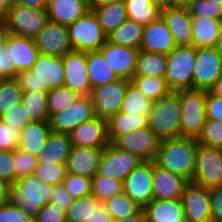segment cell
I'll return each instance as SVG.
<instances>
[{"label":"cell","mask_w":222,"mask_h":222,"mask_svg":"<svg viewBox=\"0 0 222 222\" xmlns=\"http://www.w3.org/2000/svg\"><path fill=\"white\" fill-rule=\"evenodd\" d=\"M130 82L152 102L158 101L172 92L165 78L134 75Z\"/></svg>","instance_id":"obj_37"},{"label":"cell","mask_w":222,"mask_h":222,"mask_svg":"<svg viewBox=\"0 0 222 222\" xmlns=\"http://www.w3.org/2000/svg\"><path fill=\"white\" fill-rule=\"evenodd\" d=\"M208 1H211L213 4H216L222 7V0H208Z\"/></svg>","instance_id":"obj_70"},{"label":"cell","mask_w":222,"mask_h":222,"mask_svg":"<svg viewBox=\"0 0 222 222\" xmlns=\"http://www.w3.org/2000/svg\"><path fill=\"white\" fill-rule=\"evenodd\" d=\"M86 66L92 89L120 79L100 51L86 52Z\"/></svg>","instance_id":"obj_31"},{"label":"cell","mask_w":222,"mask_h":222,"mask_svg":"<svg viewBox=\"0 0 222 222\" xmlns=\"http://www.w3.org/2000/svg\"><path fill=\"white\" fill-rule=\"evenodd\" d=\"M34 220L36 222H66V211L49 202L41 208Z\"/></svg>","instance_id":"obj_53"},{"label":"cell","mask_w":222,"mask_h":222,"mask_svg":"<svg viewBox=\"0 0 222 222\" xmlns=\"http://www.w3.org/2000/svg\"><path fill=\"white\" fill-rule=\"evenodd\" d=\"M20 130L6 125L0 119V151H12L18 148Z\"/></svg>","instance_id":"obj_51"},{"label":"cell","mask_w":222,"mask_h":222,"mask_svg":"<svg viewBox=\"0 0 222 222\" xmlns=\"http://www.w3.org/2000/svg\"><path fill=\"white\" fill-rule=\"evenodd\" d=\"M0 222H32V219L11 202L0 204Z\"/></svg>","instance_id":"obj_52"},{"label":"cell","mask_w":222,"mask_h":222,"mask_svg":"<svg viewBox=\"0 0 222 222\" xmlns=\"http://www.w3.org/2000/svg\"><path fill=\"white\" fill-rule=\"evenodd\" d=\"M0 119L8 126H13L21 129L28 123L33 122L22 102L15 104L11 109H8L4 114L0 116Z\"/></svg>","instance_id":"obj_50"},{"label":"cell","mask_w":222,"mask_h":222,"mask_svg":"<svg viewBox=\"0 0 222 222\" xmlns=\"http://www.w3.org/2000/svg\"><path fill=\"white\" fill-rule=\"evenodd\" d=\"M143 28L144 25L127 19L107 36V40L116 45L140 50Z\"/></svg>","instance_id":"obj_34"},{"label":"cell","mask_w":222,"mask_h":222,"mask_svg":"<svg viewBox=\"0 0 222 222\" xmlns=\"http://www.w3.org/2000/svg\"><path fill=\"white\" fill-rule=\"evenodd\" d=\"M72 144L68 133L51 131L45 142L43 151L37 156L39 162L66 164Z\"/></svg>","instance_id":"obj_30"},{"label":"cell","mask_w":222,"mask_h":222,"mask_svg":"<svg viewBox=\"0 0 222 222\" xmlns=\"http://www.w3.org/2000/svg\"><path fill=\"white\" fill-rule=\"evenodd\" d=\"M82 95L72 89L63 86L47 91V103L49 117L70 107Z\"/></svg>","instance_id":"obj_41"},{"label":"cell","mask_w":222,"mask_h":222,"mask_svg":"<svg viewBox=\"0 0 222 222\" xmlns=\"http://www.w3.org/2000/svg\"><path fill=\"white\" fill-rule=\"evenodd\" d=\"M160 17L170 29L176 46L192 45V17L186 8H162Z\"/></svg>","instance_id":"obj_22"},{"label":"cell","mask_w":222,"mask_h":222,"mask_svg":"<svg viewBox=\"0 0 222 222\" xmlns=\"http://www.w3.org/2000/svg\"><path fill=\"white\" fill-rule=\"evenodd\" d=\"M188 183L182 176L160 168L153 161V199H181Z\"/></svg>","instance_id":"obj_25"},{"label":"cell","mask_w":222,"mask_h":222,"mask_svg":"<svg viewBox=\"0 0 222 222\" xmlns=\"http://www.w3.org/2000/svg\"><path fill=\"white\" fill-rule=\"evenodd\" d=\"M74 51H99L107 41L97 16L89 10L84 16L67 26Z\"/></svg>","instance_id":"obj_7"},{"label":"cell","mask_w":222,"mask_h":222,"mask_svg":"<svg viewBox=\"0 0 222 222\" xmlns=\"http://www.w3.org/2000/svg\"><path fill=\"white\" fill-rule=\"evenodd\" d=\"M215 48L222 57V31L220 33L218 40H217V44H216Z\"/></svg>","instance_id":"obj_69"},{"label":"cell","mask_w":222,"mask_h":222,"mask_svg":"<svg viewBox=\"0 0 222 222\" xmlns=\"http://www.w3.org/2000/svg\"><path fill=\"white\" fill-rule=\"evenodd\" d=\"M181 105L180 137L196 138L201 135L206 122L207 91H179Z\"/></svg>","instance_id":"obj_5"},{"label":"cell","mask_w":222,"mask_h":222,"mask_svg":"<svg viewBox=\"0 0 222 222\" xmlns=\"http://www.w3.org/2000/svg\"><path fill=\"white\" fill-rule=\"evenodd\" d=\"M0 179L10 184L15 181L14 150L0 151Z\"/></svg>","instance_id":"obj_54"},{"label":"cell","mask_w":222,"mask_h":222,"mask_svg":"<svg viewBox=\"0 0 222 222\" xmlns=\"http://www.w3.org/2000/svg\"><path fill=\"white\" fill-rule=\"evenodd\" d=\"M193 0H172V7L186 8Z\"/></svg>","instance_id":"obj_68"},{"label":"cell","mask_w":222,"mask_h":222,"mask_svg":"<svg viewBox=\"0 0 222 222\" xmlns=\"http://www.w3.org/2000/svg\"><path fill=\"white\" fill-rule=\"evenodd\" d=\"M38 162L37 156L31 155L28 152L16 148L14 150L15 181L34 173Z\"/></svg>","instance_id":"obj_48"},{"label":"cell","mask_w":222,"mask_h":222,"mask_svg":"<svg viewBox=\"0 0 222 222\" xmlns=\"http://www.w3.org/2000/svg\"><path fill=\"white\" fill-rule=\"evenodd\" d=\"M69 136L74 147L104 148L110 143L107 120L97 116L81 123L69 133Z\"/></svg>","instance_id":"obj_19"},{"label":"cell","mask_w":222,"mask_h":222,"mask_svg":"<svg viewBox=\"0 0 222 222\" xmlns=\"http://www.w3.org/2000/svg\"><path fill=\"white\" fill-rule=\"evenodd\" d=\"M144 219V208H140L135 214L129 215L124 219H112L111 222H143Z\"/></svg>","instance_id":"obj_60"},{"label":"cell","mask_w":222,"mask_h":222,"mask_svg":"<svg viewBox=\"0 0 222 222\" xmlns=\"http://www.w3.org/2000/svg\"><path fill=\"white\" fill-rule=\"evenodd\" d=\"M153 102L131 82L128 83L120 112L127 114L149 115Z\"/></svg>","instance_id":"obj_38"},{"label":"cell","mask_w":222,"mask_h":222,"mask_svg":"<svg viewBox=\"0 0 222 222\" xmlns=\"http://www.w3.org/2000/svg\"><path fill=\"white\" fill-rule=\"evenodd\" d=\"M118 1H123V0H90L88 4H89V8H96V7L109 5L111 3H115Z\"/></svg>","instance_id":"obj_66"},{"label":"cell","mask_w":222,"mask_h":222,"mask_svg":"<svg viewBox=\"0 0 222 222\" xmlns=\"http://www.w3.org/2000/svg\"><path fill=\"white\" fill-rule=\"evenodd\" d=\"M153 4H156L160 9L172 6V0H150Z\"/></svg>","instance_id":"obj_67"},{"label":"cell","mask_w":222,"mask_h":222,"mask_svg":"<svg viewBox=\"0 0 222 222\" xmlns=\"http://www.w3.org/2000/svg\"><path fill=\"white\" fill-rule=\"evenodd\" d=\"M21 102L32 121H49L47 92H23Z\"/></svg>","instance_id":"obj_39"},{"label":"cell","mask_w":222,"mask_h":222,"mask_svg":"<svg viewBox=\"0 0 222 222\" xmlns=\"http://www.w3.org/2000/svg\"><path fill=\"white\" fill-rule=\"evenodd\" d=\"M102 204L112 219H124L129 215L135 214L141 208L124 192L105 200Z\"/></svg>","instance_id":"obj_43"},{"label":"cell","mask_w":222,"mask_h":222,"mask_svg":"<svg viewBox=\"0 0 222 222\" xmlns=\"http://www.w3.org/2000/svg\"><path fill=\"white\" fill-rule=\"evenodd\" d=\"M34 41L41 54L63 57L73 51L67 26L51 21L44 26Z\"/></svg>","instance_id":"obj_17"},{"label":"cell","mask_w":222,"mask_h":222,"mask_svg":"<svg viewBox=\"0 0 222 222\" xmlns=\"http://www.w3.org/2000/svg\"><path fill=\"white\" fill-rule=\"evenodd\" d=\"M191 17L211 18L222 21V7L208 0H193L187 7Z\"/></svg>","instance_id":"obj_49"},{"label":"cell","mask_w":222,"mask_h":222,"mask_svg":"<svg viewBox=\"0 0 222 222\" xmlns=\"http://www.w3.org/2000/svg\"><path fill=\"white\" fill-rule=\"evenodd\" d=\"M192 182L208 189L222 184V149L198 143Z\"/></svg>","instance_id":"obj_9"},{"label":"cell","mask_w":222,"mask_h":222,"mask_svg":"<svg viewBox=\"0 0 222 222\" xmlns=\"http://www.w3.org/2000/svg\"><path fill=\"white\" fill-rule=\"evenodd\" d=\"M198 139L178 137L160 141L154 163L162 169L193 181Z\"/></svg>","instance_id":"obj_1"},{"label":"cell","mask_w":222,"mask_h":222,"mask_svg":"<svg viewBox=\"0 0 222 222\" xmlns=\"http://www.w3.org/2000/svg\"><path fill=\"white\" fill-rule=\"evenodd\" d=\"M16 3H18L21 6L40 9V8H46L48 0H17Z\"/></svg>","instance_id":"obj_61"},{"label":"cell","mask_w":222,"mask_h":222,"mask_svg":"<svg viewBox=\"0 0 222 222\" xmlns=\"http://www.w3.org/2000/svg\"><path fill=\"white\" fill-rule=\"evenodd\" d=\"M222 75V57L215 47L196 48L192 89L209 91Z\"/></svg>","instance_id":"obj_10"},{"label":"cell","mask_w":222,"mask_h":222,"mask_svg":"<svg viewBox=\"0 0 222 222\" xmlns=\"http://www.w3.org/2000/svg\"><path fill=\"white\" fill-rule=\"evenodd\" d=\"M101 204L92 194L74 199L66 210V222H87Z\"/></svg>","instance_id":"obj_40"},{"label":"cell","mask_w":222,"mask_h":222,"mask_svg":"<svg viewBox=\"0 0 222 222\" xmlns=\"http://www.w3.org/2000/svg\"><path fill=\"white\" fill-rule=\"evenodd\" d=\"M52 189L53 185L32 173L10 184L9 202L34 220L41 208L49 203Z\"/></svg>","instance_id":"obj_3"},{"label":"cell","mask_w":222,"mask_h":222,"mask_svg":"<svg viewBox=\"0 0 222 222\" xmlns=\"http://www.w3.org/2000/svg\"><path fill=\"white\" fill-rule=\"evenodd\" d=\"M66 174L65 164H54L50 162H38L34 170V175L37 178L53 186L62 184Z\"/></svg>","instance_id":"obj_45"},{"label":"cell","mask_w":222,"mask_h":222,"mask_svg":"<svg viewBox=\"0 0 222 222\" xmlns=\"http://www.w3.org/2000/svg\"><path fill=\"white\" fill-rule=\"evenodd\" d=\"M210 222H222V184L209 188Z\"/></svg>","instance_id":"obj_55"},{"label":"cell","mask_w":222,"mask_h":222,"mask_svg":"<svg viewBox=\"0 0 222 222\" xmlns=\"http://www.w3.org/2000/svg\"><path fill=\"white\" fill-rule=\"evenodd\" d=\"M221 31V20L192 17V45L196 48L215 47Z\"/></svg>","instance_id":"obj_29"},{"label":"cell","mask_w":222,"mask_h":222,"mask_svg":"<svg viewBox=\"0 0 222 222\" xmlns=\"http://www.w3.org/2000/svg\"><path fill=\"white\" fill-rule=\"evenodd\" d=\"M91 186V194L101 203L123 192V182L98 173L91 178Z\"/></svg>","instance_id":"obj_42"},{"label":"cell","mask_w":222,"mask_h":222,"mask_svg":"<svg viewBox=\"0 0 222 222\" xmlns=\"http://www.w3.org/2000/svg\"><path fill=\"white\" fill-rule=\"evenodd\" d=\"M180 222H190V221L187 220L186 218H183Z\"/></svg>","instance_id":"obj_71"},{"label":"cell","mask_w":222,"mask_h":222,"mask_svg":"<svg viewBox=\"0 0 222 222\" xmlns=\"http://www.w3.org/2000/svg\"><path fill=\"white\" fill-rule=\"evenodd\" d=\"M129 82L128 79L120 78L91 89L89 96L97 117L108 120L120 111Z\"/></svg>","instance_id":"obj_11"},{"label":"cell","mask_w":222,"mask_h":222,"mask_svg":"<svg viewBox=\"0 0 222 222\" xmlns=\"http://www.w3.org/2000/svg\"><path fill=\"white\" fill-rule=\"evenodd\" d=\"M149 115L117 112L107 120L108 138L113 143L119 136L132 130L148 127Z\"/></svg>","instance_id":"obj_32"},{"label":"cell","mask_w":222,"mask_h":222,"mask_svg":"<svg viewBox=\"0 0 222 222\" xmlns=\"http://www.w3.org/2000/svg\"><path fill=\"white\" fill-rule=\"evenodd\" d=\"M14 79L23 92H47L64 86L62 57L39 53L30 70L19 72Z\"/></svg>","instance_id":"obj_2"},{"label":"cell","mask_w":222,"mask_h":222,"mask_svg":"<svg viewBox=\"0 0 222 222\" xmlns=\"http://www.w3.org/2000/svg\"><path fill=\"white\" fill-rule=\"evenodd\" d=\"M153 160L141 162L123 181V192L144 208L153 199Z\"/></svg>","instance_id":"obj_13"},{"label":"cell","mask_w":222,"mask_h":222,"mask_svg":"<svg viewBox=\"0 0 222 222\" xmlns=\"http://www.w3.org/2000/svg\"><path fill=\"white\" fill-rule=\"evenodd\" d=\"M127 17L141 25H147L160 17L161 9L150 0H123Z\"/></svg>","instance_id":"obj_36"},{"label":"cell","mask_w":222,"mask_h":222,"mask_svg":"<svg viewBox=\"0 0 222 222\" xmlns=\"http://www.w3.org/2000/svg\"><path fill=\"white\" fill-rule=\"evenodd\" d=\"M181 105L179 91L171 92L153 102L148 116V127L160 141L180 137Z\"/></svg>","instance_id":"obj_4"},{"label":"cell","mask_w":222,"mask_h":222,"mask_svg":"<svg viewBox=\"0 0 222 222\" xmlns=\"http://www.w3.org/2000/svg\"><path fill=\"white\" fill-rule=\"evenodd\" d=\"M15 77V66L9 57V50L3 45L0 47V79Z\"/></svg>","instance_id":"obj_57"},{"label":"cell","mask_w":222,"mask_h":222,"mask_svg":"<svg viewBox=\"0 0 222 222\" xmlns=\"http://www.w3.org/2000/svg\"><path fill=\"white\" fill-rule=\"evenodd\" d=\"M49 22L46 8H29L12 2L5 19L9 33L34 39Z\"/></svg>","instance_id":"obj_8"},{"label":"cell","mask_w":222,"mask_h":222,"mask_svg":"<svg viewBox=\"0 0 222 222\" xmlns=\"http://www.w3.org/2000/svg\"><path fill=\"white\" fill-rule=\"evenodd\" d=\"M112 217L106 208L101 204L87 222H111Z\"/></svg>","instance_id":"obj_59"},{"label":"cell","mask_w":222,"mask_h":222,"mask_svg":"<svg viewBox=\"0 0 222 222\" xmlns=\"http://www.w3.org/2000/svg\"><path fill=\"white\" fill-rule=\"evenodd\" d=\"M8 34L9 31L5 21L0 20V47H2L5 44Z\"/></svg>","instance_id":"obj_65"},{"label":"cell","mask_w":222,"mask_h":222,"mask_svg":"<svg viewBox=\"0 0 222 222\" xmlns=\"http://www.w3.org/2000/svg\"><path fill=\"white\" fill-rule=\"evenodd\" d=\"M113 144L119 149L137 155L143 161H149L154 160L160 140L149 127H146L119 136Z\"/></svg>","instance_id":"obj_15"},{"label":"cell","mask_w":222,"mask_h":222,"mask_svg":"<svg viewBox=\"0 0 222 222\" xmlns=\"http://www.w3.org/2000/svg\"><path fill=\"white\" fill-rule=\"evenodd\" d=\"M208 92L214 96L222 98V75L215 81Z\"/></svg>","instance_id":"obj_63"},{"label":"cell","mask_w":222,"mask_h":222,"mask_svg":"<svg viewBox=\"0 0 222 222\" xmlns=\"http://www.w3.org/2000/svg\"><path fill=\"white\" fill-rule=\"evenodd\" d=\"M50 132L49 121L28 123L20 131L18 148L31 155L38 156L43 151Z\"/></svg>","instance_id":"obj_28"},{"label":"cell","mask_w":222,"mask_h":222,"mask_svg":"<svg viewBox=\"0 0 222 222\" xmlns=\"http://www.w3.org/2000/svg\"><path fill=\"white\" fill-rule=\"evenodd\" d=\"M181 201L184 218L190 222H210L209 189L189 182L183 191Z\"/></svg>","instance_id":"obj_18"},{"label":"cell","mask_w":222,"mask_h":222,"mask_svg":"<svg viewBox=\"0 0 222 222\" xmlns=\"http://www.w3.org/2000/svg\"><path fill=\"white\" fill-rule=\"evenodd\" d=\"M167 55L139 50L134 75L164 78Z\"/></svg>","instance_id":"obj_35"},{"label":"cell","mask_w":222,"mask_h":222,"mask_svg":"<svg viewBox=\"0 0 222 222\" xmlns=\"http://www.w3.org/2000/svg\"><path fill=\"white\" fill-rule=\"evenodd\" d=\"M141 162L143 160L137 155L119 149L113 143H109L103 148L98 174L123 182Z\"/></svg>","instance_id":"obj_12"},{"label":"cell","mask_w":222,"mask_h":222,"mask_svg":"<svg viewBox=\"0 0 222 222\" xmlns=\"http://www.w3.org/2000/svg\"><path fill=\"white\" fill-rule=\"evenodd\" d=\"M10 183L0 179V204L9 202Z\"/></svg>","instance_id":"obj_62"},{"label":"cell","mask_w":222,"mask_h":222,"mask_svg":"<svg viewBox=\"0 0 222 222\" xmlns=\"http://www.w3.org/2000/svg\"><path fill=\"white\" fill-rule=\"evenodd\" d=\"M103 148L74 147L67 157L66 172L92 178L98 173Z\"/></svg>","instance_id":"obj_24"},{"label":"cell","mask_w":222,"mask_h":222,"mask_svg":"<svg viewBox=\"0 0 222 222\" xmlns=\"http://www.w3.org/2000/svg\"><path fill=\"white\" fill-rule=\"evenodd\" d=\"M90 10L86 0H48L49 21L68 26Z\"/></svg>","instance_id":"obj_26"},{"label":"cell","mask_w":222,"mask_h":222,"mask_svg":"<svg viewBox=\"0 0 222 222\" xmlns=\"http://www.w3.org/2000/svg\"><path fill=\"white\" fill-rule=\"evenodd\" d=\"M23 91L14 78L0 79V116L22 101Z\"/></svg>","instance_id":"obj_44"},{"label":"cell","mask_w":222,"mask_h":222,"mask_svg":"<svg viewBox=\"0 0 222 222\" xmlns=\"http://www.w3.org/2000/svg\"><path fill=\"white\" fill-rule=\"evenodd\" d=\"M144 211L148 222H180L184 218L181 199H152Z\"/></svg>","instance_id":"obj_27"},{"label":"cell","mask_w":222,"mask_h":222,"mask_svg":"<svg viewBox=\"0 0 222 222\" xmlns=\"http://www.w3.org/2000/svg\"><path fill=\"white\" fill-rule=\"evenodd\" d=\"M64 67V86L82 96L91 92V82L87 73L86 52L71 51L62 57Z\"/></svg>","instance_id":"obj_16"},{"label":"cell","mask_w":222,"mask_h":222,"mask_svg":"<svg viewBox=\"0 0 222 222\" xmlns=\"http://www.w3.org/2000/svg\"><path fill=\"white\" fill-rule=\"evenodd\" d=\"M62 185L75 199L91 195L92 192L91 178L81 175L67 173Z\"/></svg>","instance_id":"obj_47"},{"label":"cell","mask_w":222,"mask_h":222,"mask_svg":"<svg viewBox=\"0 0 222 222\" xmlns=\"http://www.w3.org/2000/svg\"><path fill=\"white\" fill-rule=\"evenodd\" d=\"M99 51L120 78L130 80L134 76L138 49L116 45L107 40Z\"/></svg>","instance_id":"obj_20"},{"label":"cell","mask_w":222,"mask_h":222,"mask_svg":"<svg viewBox=\"0 0 222 222\" xmlns=\"http://www.w3.org/2000/svg\"><path fill=\"white\" fill-rule=\"evenodd\" d=\"M75 198H73L64 188L62 184L54 185L51 195H50V203L57 205L59 208L63 210H67V208L72 204Z\"/></svg>","instance_id":"obj_56"},{"label":"cell","mask_w":222,"mask_h":222,"mask_svg":"<svg viewBox=\"0 0 222 222\" xmlns=\"http://www.w3.org/2000/svg\"><path fill=\"white\" fill-rule=\"evenodd\" d=\"M95 116L90 96H81L67 109L53 114L49 118V124L51 131L69 134L81 123L87 122Z\"/></svg>","instance_id":"obj_14"},{"label":"cell","mask_w":222,"mask_h":222,"mask_svg":"<svg viewBox=\"0 0 222 222\" xmlns=\"http://www.w3.org/2000/svg\"><path fill=\"white\" fill-rule=\"evenodd\" d=\"M97 16L102 31L106 36L111 34L125 20L128 19L124 1H118L109 5L90 8Z\"/></svg>","instance_id":"obj_33"},{"label":"cell","mask_w":222,"mask_h":222,"mask_svg":"<svg viewBox=\"0 0 222 222\" xmlns=\"http://www.w3.org/2000/svg\"><path fill=\"white\" fill-rule=\"evenodd\" d=\"M198 143L207 147L222 149V121L206 119Z\"/></svg>","instance_id":"obj_46"},{"label":"cell","mask_w":222,"mask_h":222,"mask_svg":"<svg viewBox=\"0 0 222 222\" xmlns=\"http://www.w3.org/2000/svg\"><path fill=\"white\" fill-rule=\"evenodd\" d=\"M11 4L10 0H0V20L5 21Z\"/></svg>","instance_id":"obj_64"},{"label":"cell","mask_w":222,"mask_h":222,"mask_svg":"<svg viewBox=\"0 0 222 222\" xmlns=\"http://www.w3.org/2000/svg\"><path fill=\"white\" fill-rule=\"evenodd\" d=\"M206 118L222 121V98L214 96L207 91Z\"/></svg>","instance_id":"obj_58"},{"label":"cell","mask_w":222,"mask_h":222,"mask_svg":"<svg viewBox=\"0 0 222 222\" xmlns=\"http://www.w3.org/2000/svg\"><path fill=\"white\" fill-rule=\"evenodd\" d=\"M196 62V47L176 46L167 54L165 80L172 92L192 89V74Z\"/></svg>","instance_id":"obj_6"},{"label":"cell","mask_w":222,"mask_h":222,"mask_svg":"<svg viewBox=\"0 0 222 222\" xmlns=\"http://www.w3.org/2000/svg\"><path fill=\"white\" fill-rule=\"evenodd\" d=\"M4 46L9 50V57L15 66V75L30 70L39 54L34 39L11 33L8 34Z\"/></svg>","instance_id":"obj_23"},{"label":"cell","mask_w":222,"mask_h":222,"mask_svg":"<svg viewBox=\"0 0 222 222\" xmlns=\"http://www.w3.org/2000/svg\"><path fill=\"white\" fill-rule=\"evenodd\" d=\"M175 47L173 35L161 17L144 25L140 50L167 55Z\"/></svg>","instance_id":"obj_21"}]
</instances>
